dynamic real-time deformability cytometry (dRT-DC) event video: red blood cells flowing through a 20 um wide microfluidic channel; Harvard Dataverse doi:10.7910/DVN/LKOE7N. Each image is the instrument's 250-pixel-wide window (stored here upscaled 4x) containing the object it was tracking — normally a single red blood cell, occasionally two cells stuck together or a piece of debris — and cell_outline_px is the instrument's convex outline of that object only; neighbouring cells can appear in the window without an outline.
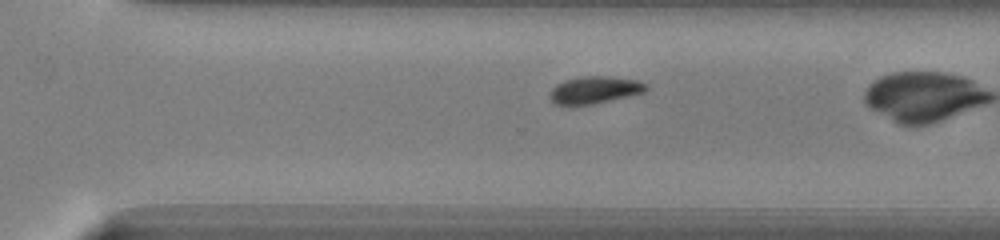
{"species": "common noctule bat (a hibernating species)", "species_latin": "Nyctalus noctula", "temperature_condition": "warm", "stored_images_in_passage": 29, "camera_frame_rate_fps": 3000, "um_per_image_px": 0.085, "animal": {"sex": "male", "body_mass_g": 13.0, "forearm_length_mm": 53.1}, "frame": {"image": 1, "passage_image": 25, "time_ms": 8.0, "image_size_px": [1000, 240], "cell_outline_px": [[648, 88], [644, 92], [592, 104], [556, 104], [548, 96], [552, 88], [556, 84], [564, 80], [584, 76], [608, 76], [636, 80], [644, 84]], "centroid_in_image_um": [50.5, 7.63], "position_along_channel_um": 320.1, "area_um2": 14.91}}